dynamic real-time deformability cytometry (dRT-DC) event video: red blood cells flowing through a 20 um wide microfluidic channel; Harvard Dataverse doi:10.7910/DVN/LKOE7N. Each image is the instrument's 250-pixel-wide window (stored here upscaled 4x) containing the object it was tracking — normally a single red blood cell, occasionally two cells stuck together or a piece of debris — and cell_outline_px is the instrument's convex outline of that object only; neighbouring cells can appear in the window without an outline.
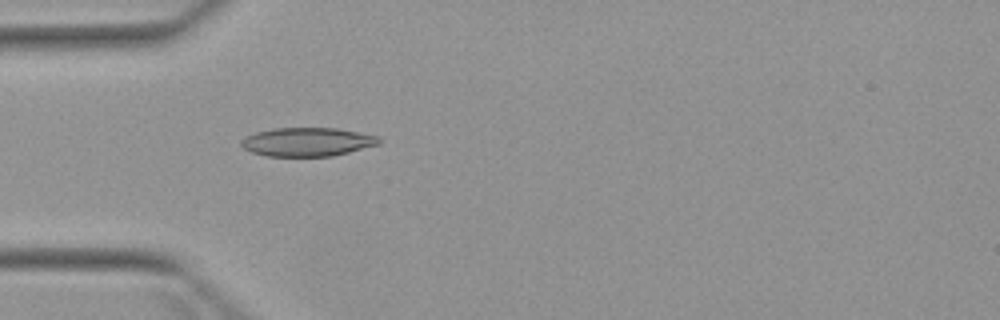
{"species": "Egyptian fruit bat (a non-hibernating species)", "species_latin": "Rousettus aegyptiacus", "temperature_condition": "warm", "stored_images_in_passage": 1, "camera_frame_rate_fps": 3000, "um_per_image_px": 0.085, "animal": {"sex": "female"}, "frame": {"image": 1, "passage_image": 1, "time_ms": 0.0, "image_size_px": [1000, 320], "cell_outline_px": [[380, 144], [332, 156], [268, 156], [252, 152], [244, 148], [240, 144], [240, 140], [256, 132], [272, 128], [336, 128], [380, 136]], "centroid_in_image_um": [26.13, 12.06], "position_along_channel_um": 58.9, "area_um2": 22.95}}